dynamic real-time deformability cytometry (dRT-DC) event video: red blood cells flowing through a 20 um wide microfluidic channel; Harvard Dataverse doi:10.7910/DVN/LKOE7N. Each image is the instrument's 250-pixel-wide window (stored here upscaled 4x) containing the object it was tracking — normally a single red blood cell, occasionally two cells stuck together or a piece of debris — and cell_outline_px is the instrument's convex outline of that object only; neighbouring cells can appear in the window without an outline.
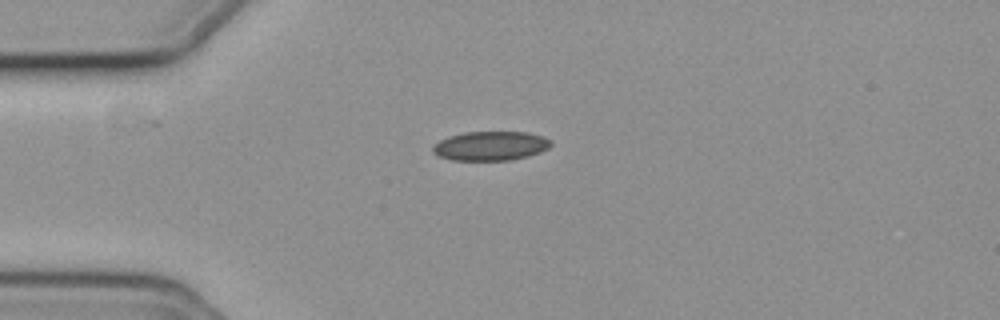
{"species": "common noctule bat (a hibernating species)", "species_latin": "Nyctalus noctula", "temperature_condition": "cold", "stored_images_in_passage": 43, "camera_frame_rate_fps": 3000, "um_per_image_px": 0.085, "animal": {"sex": "female", "body_mass_g": 19.3, "forearm_length_mm": 54.1}, "frame": {"image": 1, "passage_image": 1, "time_ms": 0.0, "image_size_px": [1000, 320], "cell_outline_px": [[552, 144], [548, 148], [540, 152], [528, 156], [508, 160], [452, 160], [440, 156], [432, 152], [432, 148], [440, 140], [448, 136], [464, 132], [528, 132], [544, 136], [552, 140]], "centroid_in_image_um": [41.73, 12.39], "position_along_channel_um": 43.3, "area_um2": 20.11}}
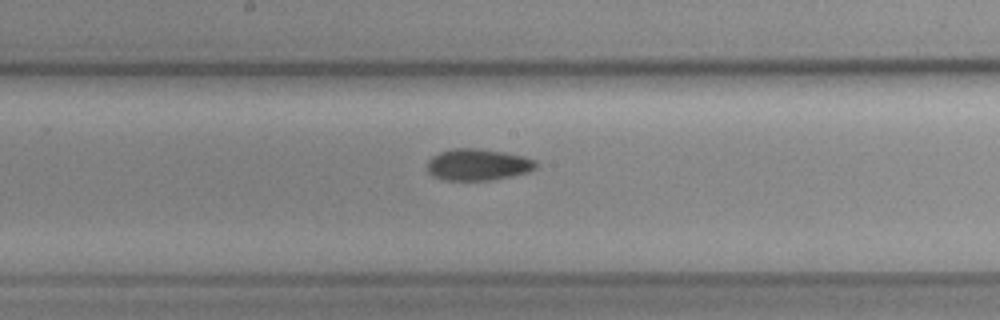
{"frame": {"image": 2, "passage_image": 16, "time_ms": 5.0, "image_size_px": [1000, 320], "cell_outline_px": [[536, 168], [528, 172], [512, 176], [488, 180], [444, 180], [432, 176], [428, 172], [428, 160], [432, 156], [440, 152], [452, 148], [476, 148], [504, 152], [524, 156], [536, 160]], "centroid_in_image_um": [40.61, 13.99], "position_along_channel_um": 207.6, "area_um2": 20.06}}
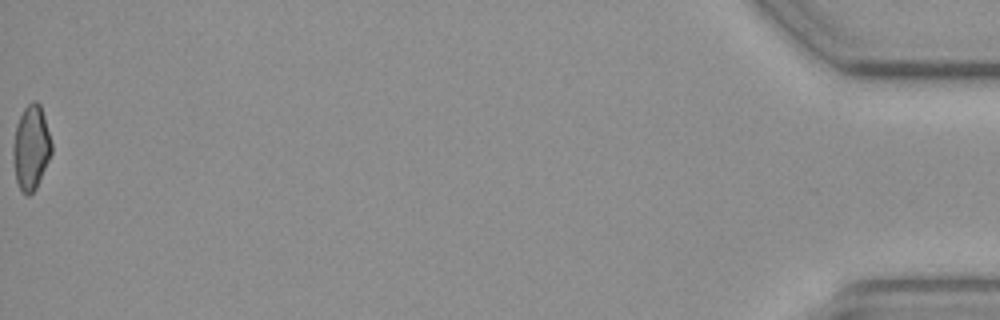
{"frame": {"image": 3, "passage_image": 43, "time_ms": 14.0, "image_size_px": [1000, 320], "cell_outline_px": [[52, 152], [36, 188], [28, 196], [20, 192], [16, 180], [12, 156], [12, 144], [16, 124], [24, 108], [32, 100], [36, 100], [40, 104], [44, 116], [52, 144]], "centroid_in_image_um": [2.62, 12.55], "position_along_channel_um": 432.6, "area_um2": 19.07}, "authors_computed_cell_mechanics": {"area_um2": 19.5364, "velocity_mm_per_s": 3.7134, "shape_relaxation_time_tau1_ms": 6.218, "shape_relaxation_time_tau2_ms": null, "deformation_change_tau1": 0.096, "deformation_change_tau2": null}}